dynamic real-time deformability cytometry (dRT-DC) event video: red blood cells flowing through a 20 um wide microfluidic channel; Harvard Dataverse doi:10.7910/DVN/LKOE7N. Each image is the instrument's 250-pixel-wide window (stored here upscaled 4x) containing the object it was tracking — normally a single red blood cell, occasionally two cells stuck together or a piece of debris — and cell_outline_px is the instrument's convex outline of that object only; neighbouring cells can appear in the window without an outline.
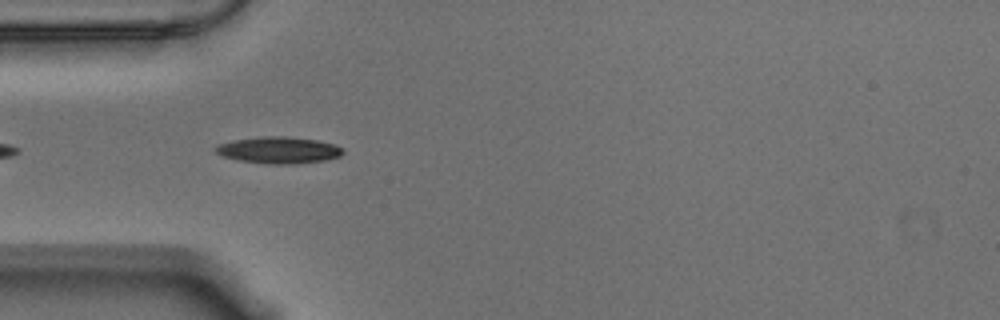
{"species": "Egyptian fruit bat (a non-hibernating species)", "species_latin": "Rousettus aegyptiacus", "temperature_condition": "warm", "stored_images_in_passage": 21, "camera_frame_rate_fps": 3000, "um_per_image_px": 0.085, "animal": {"sex": "male"}, "frame": {"image": 1, "passage_image": 3, "time_ms": 0.667, "image_size_px": [1000, 320], "cell_outline_px": [[344, 152], [340, 156], [328, 160], [296, 164], [268, 164], [236, 160], [224, 156], [216, 152], [212, 148], [220, 144], [236, 140], [268, 136], [284, 136], [316, 140], [332, 144], [340, 148]], "centroid_in_image_um": [23.69, 12.78], "position_along_channel_um": 61.3, "area_um2": 19.59}}
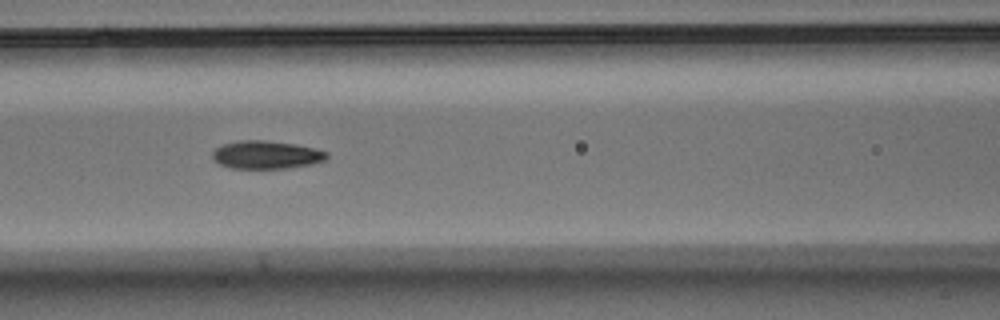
{"frame": {"image": 2, "passage_image": 10, "time_ms": 3.0, "image_size_px": [1000, 320], "cell_outline_px": [[328, 156], [324, 160], [312, 164], [288, 168], [232, 168], [220, 164], [212, 160], [212, 152], [216, 148], [224, 144], [240, 140], [264, 140], [296, 144], [316, 148], [328, 152]], "centroid_in_image_um": [22.64, 13.15], "position_along_channel_um": 144.0, "area_um2": 18.73}}
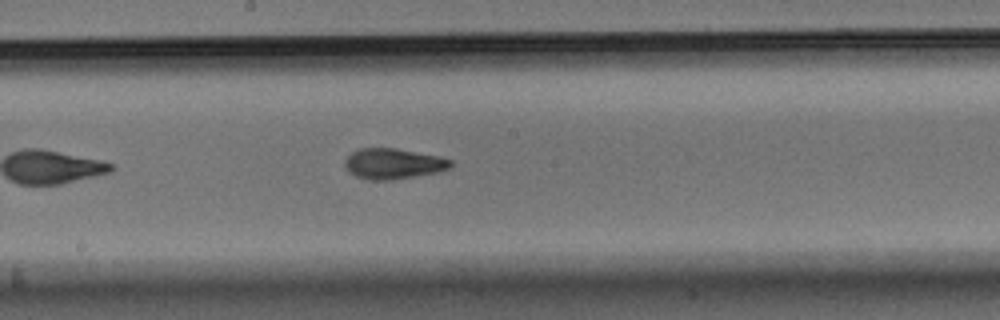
{"frame": {"image": 3, "passage_image": 16, "time_ms": 5.0, "image_size_px": [1000, 320], "cell_outline_px": [[452, 164], [448, 168], [436, 172], [392, 180], [368, 180], [356, 176], [348, 172], [344, 164], [344, 160], [352, 152], [360, 148], [396, 148], [436, 156], [452, 160]], "centroid_in_image_um": [33.36, 13.92], "position_along_channel_um": 214.8, "area_um2": 18.67}}